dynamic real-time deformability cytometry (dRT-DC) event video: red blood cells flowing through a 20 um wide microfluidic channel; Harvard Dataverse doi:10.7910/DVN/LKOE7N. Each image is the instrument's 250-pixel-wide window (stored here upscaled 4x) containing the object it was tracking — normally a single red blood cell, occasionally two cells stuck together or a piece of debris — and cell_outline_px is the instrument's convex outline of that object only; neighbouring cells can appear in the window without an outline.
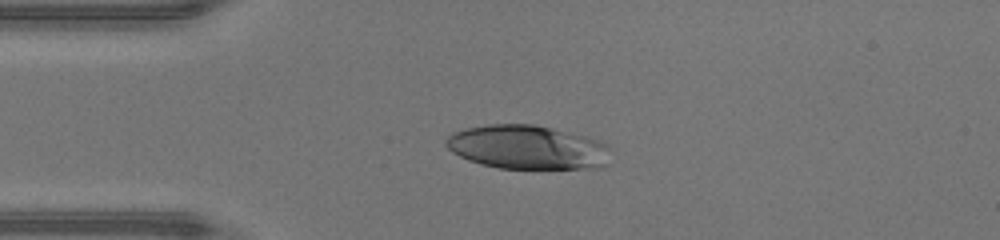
{"species": "human", "species_latin": "Homo sapiens", "temperature_condition": "warm", "stored_images_in_passage": 37, "camera_frame_rate_fps": 3000, "um_per_image_px": 0.085, "donor": {"sex": "male"}, "frame": {"image": 1, "passage_image": 1, "time_ms": 0.0, "image_size_px": [1000, 240], "cell_outline_px": [[612, 148], [608, 164], [604, 168], [500, 168], [480, 164], [468, 160], [452, 152], [444, 144], [444, 140], [452, 132], [464, 128], [488, 124], [532, 124], [552, 128], [584, 136], [596, 140]], "centroid_in_image_um": [44.82, 12.52], "position_along_channel_um": 40.2, "area_um2": 42.43}}
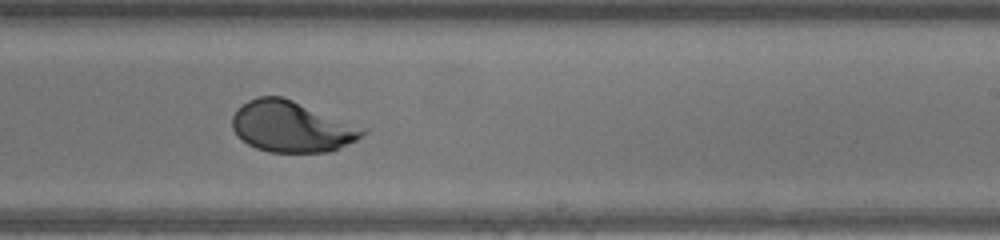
{"frame": {"image": 2, "passage_image": 18, "time_ms": 5.667, "image_size_px": [1000, 240], "cell_outline_px": [[372, 128], [368, 132], [356, 140], [332, 152], [268, 152], [256, 148], [248, 144], [236, 136], [232, 128], [232, 116], [236, 108], [248, 100], [260, 96], [284, 96]], "centroid_in_image_um": [24.86, 10.75], "position_along_channel_um": 264.1, "area_um2": 39.94}}
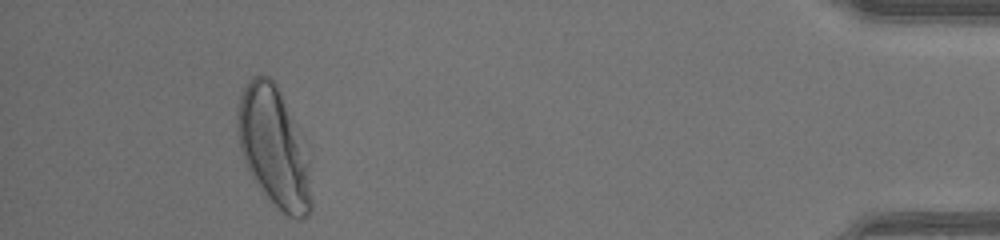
{"frame": {"image": 3, "passage_image": 33, "time_ms": 10.667, "image_size_px": [1000, 240], "cell_outline_px": [[312, 208], [300, 220], [296, 220], [288, 216], [260, 188], [252, 176], [244, 160], [240, 148], [236, 132], [236, 112], [240, 96], [248, 80], [252, 76], [268, 76], [276, 84], [312, 152]], "centroid_in_image_um": [23.35, 12.5], "position_along_channel_um": 411.8, "area_um2": 52.66}, "authors_computed_cell_mechanics": {"area_um2": 39.9398, "velocity_mm_per_s": 4.3477, "shape_relaxation_time_tau1_ms": 3.0928, "shape_relaxation_time_tau2_ms": null, "deformation_change_tau1": 0.2027, "deformation_change_tau2": null}}